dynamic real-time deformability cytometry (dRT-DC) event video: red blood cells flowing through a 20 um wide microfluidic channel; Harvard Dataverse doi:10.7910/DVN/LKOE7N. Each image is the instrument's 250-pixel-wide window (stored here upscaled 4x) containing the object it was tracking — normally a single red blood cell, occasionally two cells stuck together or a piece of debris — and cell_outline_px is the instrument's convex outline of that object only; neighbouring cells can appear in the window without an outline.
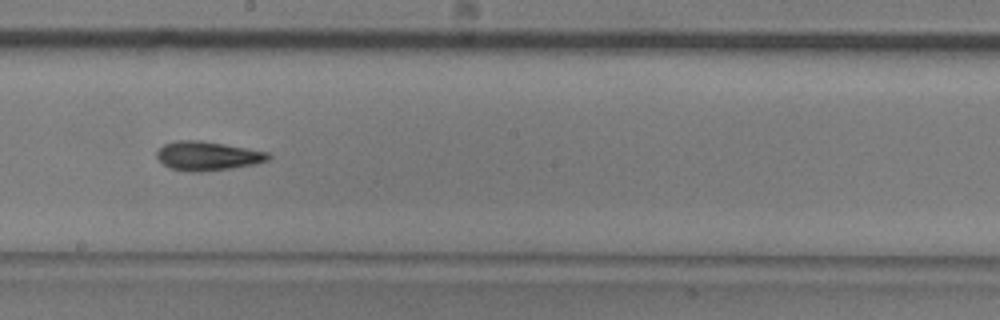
{"species": "common noctule bat (a hibernating species)", "species_latin": "Nyctalus noctula", "temperature_condition": "room temperature", "stored_images_in_passage": 34, "camera_frame_rate_fps": 3000, "um_per_image_px": 0.085, "animal": {"sex": "male", "body_mass_g": 20.5, "forearm_length_mm": 52.5}, "frame": {"image": 1, "passage_image": 15, "time_ms": 4.667, "image_size_px": [1000, 320], "cell_outline_px": [[272, 156], [268, 160], [252, 164], [232, 168], [200, 172], [192, 172], [172, 168], [164, 164], [156, 156], [156, 152], [164, 144], [176, 140], [200, 140], [248, 148], [268, 152]], "centroid_in_image_um": [17.65, 13.24], "position_along_channel_um": 230.6, "area_um2": 18.73}, "authors_computed_cell_mechanics": {"area_um2": 17.8313, "velocity_mm_per_s": 3.8777, "shape_relaxation_time_tau1_ms": 7.475, "shape_relaxation_time_tau2_ms": 5.5854, "deformation_change_tau1": 0.2119, "deformation_change_tau2": 0.1661}}